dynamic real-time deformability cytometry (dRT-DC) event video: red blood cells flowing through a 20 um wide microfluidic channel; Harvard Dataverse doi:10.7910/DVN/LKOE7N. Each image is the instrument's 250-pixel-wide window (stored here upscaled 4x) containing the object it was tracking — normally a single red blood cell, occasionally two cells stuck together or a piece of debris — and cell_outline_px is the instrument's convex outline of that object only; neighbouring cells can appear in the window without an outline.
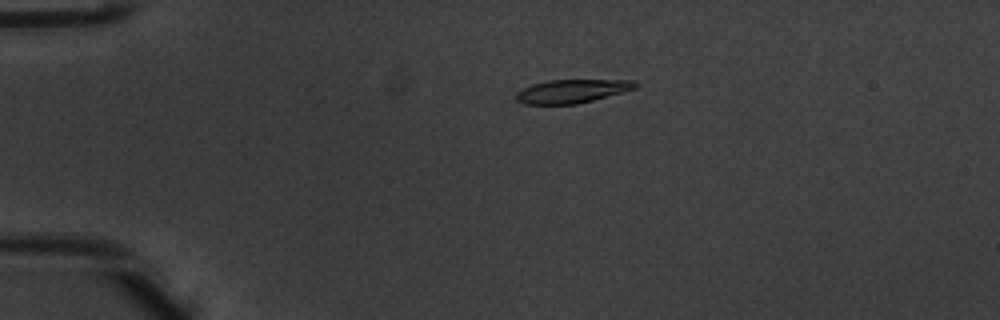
{"species": "common noctule bat (a hibernating species)", "species_latin": "Nyctalus noctula", "temperature_condition": "warm", "stored_images_in_passage": 4, "camera_frame_rate_fps": 3000, "um_per_image_px": 0.085, "animal": {"sex": "male", "body_mass_g": 20.1, "forearm_length_mm": 53.5}, "frame": {"image": 1, "passage_image": 3, "time_ms": 0.667, "image_size_px": [1000, 320], "cell_outline_px": [[640, 84], [636, 88], [624, 92], [576, 104], [524, 104], [516, 100], [516, 92], [532, 84], [548, 80], [632, 80]], "centroid_in_image_um": [48.63, 7.74], "position_along_channel_um": 36.4, "area_um2": 16.3}}